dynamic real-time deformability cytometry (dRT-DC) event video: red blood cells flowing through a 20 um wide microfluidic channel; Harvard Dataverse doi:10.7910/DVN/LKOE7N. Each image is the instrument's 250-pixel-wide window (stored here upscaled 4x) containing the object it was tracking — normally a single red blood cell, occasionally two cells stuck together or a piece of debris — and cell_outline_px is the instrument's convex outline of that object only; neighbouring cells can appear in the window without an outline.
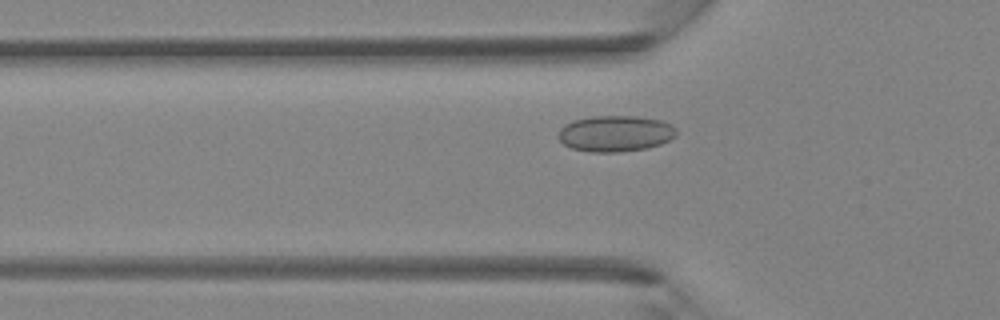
{"species": "Egyptian fruit bat (a non-hibernating species)", "species_latin": "Rousettus aegyptiacus", "temperature_condition": "room temperature", "stored_images_in_passage": 34, "camera_frame_rate_fps": 3000, "um_per_image_px": 0.085, "animal": {"sex": "female"}, "frame": {"image": 1, "passage_image": 5, "time_ms": 1.333, "image_size_px": [1000, 320], "cell_outline_px": [[676, 136], [660, 144], [648, 148], [616, 152], [592, 152], [572, 148], [564, 144], [556, 136], [560, 128], [564, 124], [572, 120], [592, 116], [636, 116], [660, 120], [672, 124], [676, 128]], "centroid_in_image_um": [52.28, 11.34], "position_along_channel_um": 73.5, "area_um2": 24.97}}
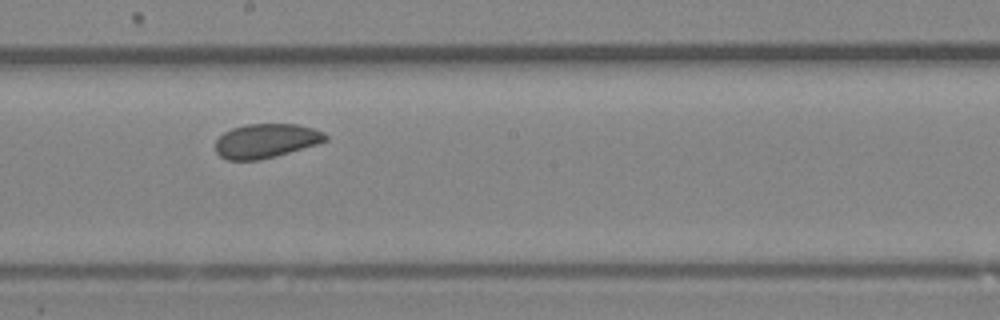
{"frame": {"image": 2, "passage_image": 15, "time_ms": 4.667, "image_size_px": [1000, 320], "cell_outline_px": [[328, 140], [316, 144], [276, 156], [260, 160], [228, 160], [220, 156], [216, 152], [216, 140], [224, 132], [232, 128], [248, 124], [300, 124], [324, 132], [328, 136]], "centroid_in_image_um": [22.61, 11.97], "position_along_channel_um": 225.6, "area_um2": 21.91}}
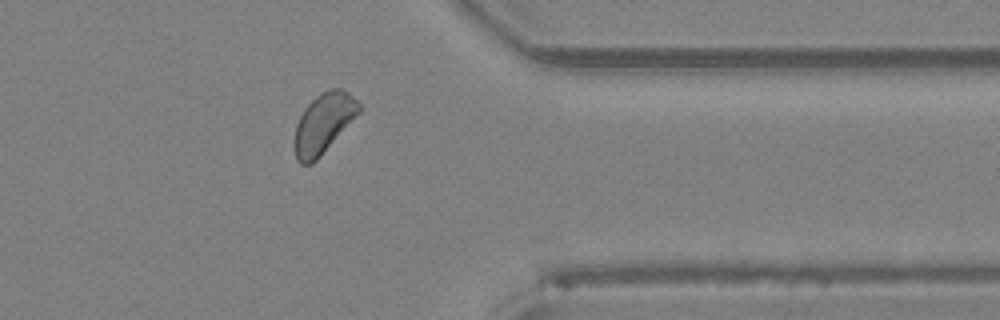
{"frame": {"image": 3, "passage_image": 26, "time_ms": 8.333, "image_size_px": [1000, 320], "cell_outline_px": [[360, 112], [320, 156], [312, 164], [300, 164], [296, 160], [292, 144], [296, 124], [304, 108], [320, 92], [332, 88], [340, 88], [348, 92], [360, 104]], "centroid_in_image_um": [27.45, 10.49], "position_along_channel_um": 383.9, "area_um2": 22.54}}